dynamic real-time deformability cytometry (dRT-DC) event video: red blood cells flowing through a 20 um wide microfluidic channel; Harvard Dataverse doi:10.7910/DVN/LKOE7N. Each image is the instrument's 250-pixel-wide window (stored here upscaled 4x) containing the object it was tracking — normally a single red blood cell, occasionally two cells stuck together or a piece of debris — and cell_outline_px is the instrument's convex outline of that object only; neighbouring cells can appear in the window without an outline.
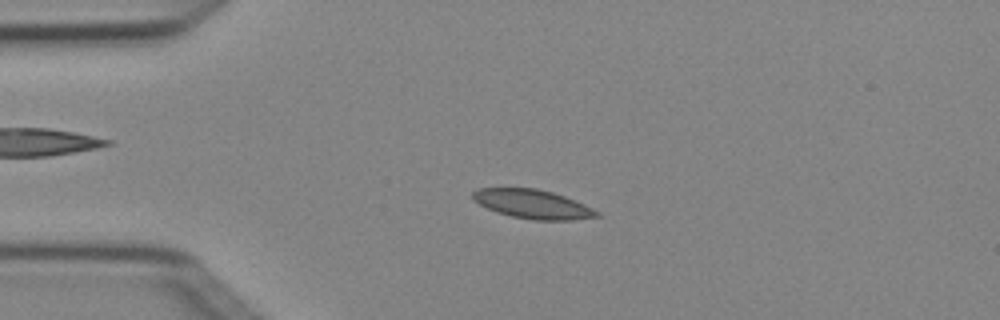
{"species": "Egyptian fruit bat (a non-hibernating species)", "species_latin": "Rousettus aegyptiacus", "temperature_condition": "cold", "stored_images_in_passage": 4, "camera_frame_rate_fps": 3000, "um_per_image_px": 0.085, "animal": {"sex": "female"}, "frame": {"image": 1, "passage_image": 4, "time_ms": 1.0, "image_size_px": [1000, 320], "cell_outline_px": [[600, 216], [572, 220], [532, 220], [512, 216], [496, 212], [472, 200], [472, 192], [476, 188], [536, 188], [552, 192], [564, 196], [584, 204], [600, 212]], "centroid_in_image_um": [45.26, 17.35], "position_along_channel_um": 39.7, "area_um2": 20.92}}